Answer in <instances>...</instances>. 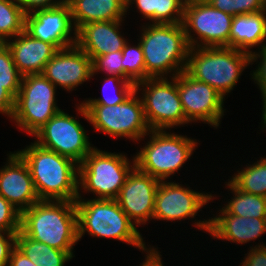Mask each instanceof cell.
<instances>
[{"instance_id":"cell-1","label":"cell","mask_w":266,"mask_h":266,"mask_svg":"<svg viewBox=\"0 0 266 266\" xmlns=\"http://www.w3.org/2000/svg\"><path fill=\"white\" fill-rule=\"evenodd\" d=\"M17 153L30 170L40 200L75 201L78 198L79 164L74 160L35 142Z\"/></svg>"},{"instance_id":"cell-2","label":"cell","mask_w":266,"mask_h":266,"mask_svg":"<svg viewBox=\"0 0 266 266\" xmlns=\"http://www.w3.org/2000/svg\"><path fill=\"white\" fill-rule=\"evenodd\" d=\"M20 230L29 238L73 257L78 240L75 201L40 200L21 213Z\"/></svg>"},{"instance_id":"cell-3","label":"cell","mask_w":266,"mask_h":266,"mask_svg":"<svg viewBox=\"0 0 266 266\" xmlns=\"http://www.w3.org/2000/svg\"><path fill=\"white\" fill-rule=\"evenodd\" d=\"M140 44L145 59V80L185 70L190 46L182 23H150L142 29Z\"/></svg>"},{"instance_id":"cell-4","label":"cell","mask_w":266,"mask_h":266,"mask_svg":"<svg viewBox=\"0 0 266 266\" xmlns=\"http://www.w3.org/2000/svg\"><path fill=\"white\" fill-rule=\"evenodd\" d=\"M78 240L87 233L93 237L113 238L147 252L142 235L136 225L121 209L116 199L82 200L79 193L75 200Z\"/></svg>"},{"instance_id":"cell-5","label":"cell","mask_w":266,"mask_h":266,"mask_svg":"<svg viewBox=\"0 0 266 266\" xmlns=\"http://www.w3.org/2000/svg\"><path fill=\"white\" fill-rule=\"evenodd\" d=\"M251 54L230 47L190 48L185 72L213 87L224 98L250 65Z\"/></svg>"},{"instance_id":"cell-6","label":"cell","mask_w":266,"mask_h":266,"mask_svg":"<svg viewBox=\"0 0 266 266\" xmlns=\"http://www.w3.org/2000/svg\"><path fill=\"white\" fill-rule=\"evenodd\" d=\"M165 131L150 130V141L134 157L138 170L160 181L180 170L197 147L192 138Z\"/></svg>"},{"instance_id":"cell-7","label":"cell","mask_w":266,"mask_h":266,"mask_svg":"<svg viewBox=\"0 0 266 266\" xmlns=\"http://www.w3.org/2000/svg\"><path fill=\"white\" fill-rule=\"evenodd\" d=\"M137 94L138 91H135L123 103L114 106L80 103L77 110L96 131L114 138L125 137L138 141L149 135L147 133L150 132V128L145 120L142 99Z\"/></svg>"},{"instance_id":"cell-8","label":"cell","mask_w":266,"mask_h":266,"mask_svg":"<svg viewBox=\"0 0 266 266\" xmlns=\"http://www.w3.org/2000/svg\"><path fill=\"white\" fill-rule=\"evenodd\" d=\"M56 89L43 74L22 76L11 120L33 136L61 110L55 101Z\"/></svg>"},{"instance_id":"cell-9","label":"cell","mask_w":266,"mask_h":266,"mask_svg":"<svg viewBox=\"0 0 266 266\" xmlns=\"http://www.w3.org/2000/svg\"><path fill=\"white\" fill-rule=\"evenodd\" d=\"M125 154L94 148L79 164L78 186L96 194L98 199H116L131 170L135 167Z\"/></svg>"},{"instance_id":"cell-10","label":"cell","mask_w":266,"mask_h":266,"mask_svg":"<svg viewBox=\"0 0 266 266\" xmlns=\"http://www.w3.org/2000/svg\"><path fill=\"white\" fill-rule=\"evenodd\" d=\"M140 88L143 89L141 99L150 130H166L188 124L178 92L177 75L172 77L171 82L167 77L148 78L136 83V91Z\"/></svg>"},{"instance_id":"cell-11","label":"cell","mask_w":266,"mask_h":266,"mask_svg":"<svg viewBox=\"0 0 266 266\" xmlns=\"http://www.w3.org/2000/svg\"><path fill=\"white\" fill-rule=\"evenodd\" d=\"M233 18L234 16L215 9L208 2L185 5L182 24L189 46L229 47ZM191 30L196 33L194 35H198L196 39L199 38V41L192 36Z\"/></svg>"},{"instance_id":"cell-12","label":"cell","mask_w":266,"mask_h":266,"mask_svg":"<svg viewBox=\"0 0 266 266\" xmlns=\"http://www.w3.org/2000/svg\"><path fill=\"white\" fill-rule=\"evenodd\" d=\"M74 118L60 110L34 134L35 143L81 164L95 147H91L84 127Z\"/></svg>"},{"instance_id":"cell-13","label":"cell","mask_w":266,"mask_h":266,"mask_svg":"<svg viewBox=\"0 0 266 266\" xmlns=\"http://www.w3.org/2000/svg\"><path fill=\"white\" fill-rule=\"evenodd\" d=\"M177 86L188 123L199 120L217 128L224 115V97L213 87L192 78L185 71L177 75Z\"/></svg>"},{"instance_id":"cell-14","label":"cell","mask_w":266,"mask_h":266,"mask_svg":"<svg viewBox=\"0 0 266 266\" xmlns=\"http://www.w3.org/2000/svg\"><path fill=\"white\" fill-rule=\"evenodd\" d=\"M24 31L35 39L52 44L57 50L77 42V30L72 21L71 8L64 3L27 13ZM73 31L74 37L71 36Z\"/></svg>"},{"instance_id":"cell-15","label":"cell","mask_w":266,"mask_h":266,"mask_svg":"<svg viewBox=\"0 0 266 266\" xmlns=\"http://www.w3.org/2000/svg\"><path fill=\"white\" fill-rule=\"evenodd\" d=\"M179 183L160 181L156 191L153 219L167 221L193 218L214 196L185 188Z\"/></svg>"},{"instance_id":"cell-16","label":"cell","mask_w":266,"mask_h":266,"mask_svg":"<svg viewBox=\"0 0 266 266\" xmlns=\"http://www.w3.org/2000/svg\"><path fill=\"white\" fill-rule=\"evenodd\" d=\"M159 183V179L141 172L136 167L128 174L116 200L135 225H143L149 219H153Z\"/></svg>"},{"instance_id":"cell-17","label":"cell","mask_w":266,"mask_h":266,"mask_svg":"<svg viewBox=\"0 0 266 266\" xmlns=\"http://www.w3.org/2000/svg\"><path fill=\"white\" fill-rule=\"evenodd\" d=\"M42 74L56 87L72 91L93 77L92 59L76 44L58 49Z\"/></svg>"},{"instance_id":"cell-18","label":"cell","mask_w":266,"mask_h":266,"mask_svg":"<svg viewBox=\"0 0 266 266\" xmlns=\"http://www.w3.org/2000/svg\"><path fill=\"white\" fill-rule=\"evenodd\" d=\"M7 162L0 169V195L22 213L40 199L22 157L17 152H11Z\"/></svg>"},{"instance_id":"cell-19","label":"cell","mask_w":266,"mask_h":266,"mask_svg":"<svg viewBox=\"0 0 266 266\" xmlns=\"http://www.w3.org/2000/svg\"><path fill=\"white\" fill-rule=\"evenodd\" d=\"M221 215L205 221L195 222L197 228L209 232L217 239L240 243L241 245L261 237L266 232V218H252L231 215L220 210Z\"/></svg>"},{"instance_id":"cell-20","label":"cell","mask_w":266,"mask_h":266,"mask_svg":"<svg viewBox=\"0 0 266 266\" xmlns=\"http://www.w3.org/2000/svg\"><path fill=\"white\" fill-rule=\"evenodd\" d=\"M123 20L91 22L77 30L76 45L92 60L97 56L121 51L126 39L119 30Z\"/></svg>"},{"instance_id":"cell-21","label":"cell","mask_w":266,"mask_h":266,"mask_svg":"<svg viewBox=\"0 0 266 266\" xmlns=\"http://www.w3.org/2000/svg\"><path fill=\"white\" fill-rule=\"evenodd\" d=\"M9 41L5 44L10 49L13 62L22 76L42 74L46 63L57 51L52 44L35 39L25 31Z\"/></svg>"},{"instance_id":"cell-22","label":"cell","mask_w":266,"mask_h":266,"mask_svg":"<svg viewBox=\"0 0 266 266\" xmlns=\"http://www.w3.org/2000/svg\"><path fill=\"white\" fill-rule=\"evenodd\" d=\"M266 12L236 15L230 28L229 47L252 54L250 48L266 46Z\"/></svg>"},{"instance_id":"cell-23","label":"cell","mask_w":266,"mask_h":266,"mask_svg":"<svg viewBox=\"0 0 266 266\" xmlns=\"http://www.w3.org/2000/svg\"><path fill=\"white\" fill-rule=\"evenodd\" d=\"M70 8L76 30L91 22L123 20L127 12L126 0H74Z\"/></svg>"},{"instance_id":"cell-24","label":"cell","mask_w":266,"mask_h":266,"mask_svg":"<svg viewBox=\"0 0 266 266\" xmlns=\"http://www.w3.org/2000/svg\"><path fill=\"white\" fill-rule=\"evenodd\" d=\"M16 247L36 266H64L73 257L66 251L27 237L21 230L16 234Z\"/></svg>"},{"instance_id":"cell-25","label":"cell","mask_w":266,"mask_h":266,"mask_svg":"<svg viewBox=\"0 0 266 266\" xmlns=\"http://www.w3.org/2000/svg\"><path fill=\"white\" fill-rule=\"evenodd\" d=\"M226 186L235 196L222 208L225 212L247 218H266V197L240 191L230 181Z\"/></svg>"},{"instance_id":"cell-26","label":"cell","mask_w":266,"mask_h":266,"mask_svg":"<svg viewBox=\"0 0 266 266\" xmlns=\"http://www.w3.org/2000/svg\"><path fill=\"white\" fill-rule=\"evenodd\" d=\"M230 182L240 191L266 197V158L238 171Z\"/></svg>"},{"instance_id":"cell-27","label":"cell","mask_w":266,"mask_h":266,"mask_svg":"<svg viewBox=\"0 0 266 266\" xmlns=\"http://www.w3.org/2000/svg\"><path fill=\"white\" fill-rule=\"evenodd\" d=\"M25 16L19 0H0V43L24 31Z\"/></svg>"},{"instance_id":"cell-28","label":"cell","mask_w":266,"mask_h":266,"mask_svg":"<svg viewBox=\"0 0 266 266\" xmlns=\"http://www.w3.org/2000/svg\"><path fill=\"white\" fill-rule=\"evenodd\" d=\"M122 78L132 83L145 80V59L140 42L130 46L128 42L122 49Z\"/></svg>"},{"instance_id":"cell-29","label":"cell","mask_w":266,"mask_h":266,"mask_svg":"<svg viewBox=\"0 0 266 266\" xmlns=\"http://www.w3.org/2000/svg\"><path fill=\"white\" fill-rule=\"evenodd\" d=\"M103 88H116L114 89L115 95L106 96L103 91V97L98 99H88L83 101V105H107L114 106L116 104L123 103L127 98H129L136 91V84L118 76L109 75V77L104 78ZM114 83V84H113ZM109 84V87H108ZM118 84V85H117ZM107 86V87H106ZM120 86V87H119ZM119 88V89H118ZM105 90V89H104ZM117 90V91H116ZM112 91V90H111ZM113 91V92H114Z\"/></svg>"},{"instance_id":"cell-30","label":"cell","mask_w":266,"mask_h":266,"mask_svg":"<svg viewBox=\"0 0 266 266\" xmlns=\"http://www.w3.org/2000/svg\"><path fill=\"white\" fill-rule=\"evenodd\" d=\"M208 3L232 16L264 11L262 0H208Z\"/></svg>"},{"instance_id":"cell-31","label":"cell","mask_w":266,"mask_h":266,"mask_svg":"<svg viewBox=\"0 0 266 266\" xmlns=\"http://www.w3.org/2000/svg\"><path fill=\"white\" fill-rule=\"evenodd\" d=\"M184 7L182 0H157L156 23H182Z\"/></svg>"},{"instance_id":"cell-32","label":"cell","mask_w":266,"mask_h":266,"mask_svg":"<svg viewBox=\"0 0 266 266\" xmlns=\"http://www.w3.org/2000/svg\"><path fill=\"white\" fill-rule=\"evenodd\" d=\"M122 50L97 56L92 60V75L99 71L122 77Z\"/></svg>"},{"instance_id":"cell-33","label":"cell","mask_w":266,"mask_h":266,"mask_svg":"<svg viewBox=\"0 0 266 266\" xmlns=\"http://www.w3.org/2000/svg\"><path fill=\"white\" fill-rule=\"evenodd\" d=\"M21 80H0V113L12 117Z\"/></svg>"},{"instance_id":"cell-34","label":"cell","mask_w":266,"mask_h":266,"mask_svg":"<svg viewBox=\"0 0 266 266\" xmlns=\"http://www.w3.org/2000/svg\"><path fill=\"white\" fill-rule=\"evenodd\" d=\"M21 213L0 195V231L19 232Z\"/></svg>"},{"instance_id":"cell-35","label":"cell","mask_w":266,"mask_h":266,"mask_svg":"<svg viewBox=\"0 0 266 266\" xmlns=\"http://www.w3.org/2000/svg\"><path fill=\"white\" fill-rule=\"evenodd\" d=\"M10 49L5 43H0V80H21Z\"/></svg>"},{"instance_id":"cell-36","label":"cell","mask_w":266,"mask_h":266,"mask_svg":"<svg viewBox=\"0 0 266 266\" xmlns=\"http://www.w3.org/2000/svg\"><path fill=\"white\" fill-rule=\"evenodd\" d=\"M260 59L261 61L258 64V67L256 70L253 71V74H251L256 81V84H258L260 91L262 93L263 98V106L266 105V46L259 50V53L252 52L251 54V62H256L257 59Z\"/></svg>"},{"instance_id":"cell-37","label":"cell","mask_w":266,"mask_h":266,"mask_svg":"<svg viewBox=\"0 0 266 266\" xmlns=\"http://www.w3.org/2000/svg\"><path fill=\"white\" fill-rule=\"evenodd\" d=\"M16 234L17 232L0 231V266L9 265L11 251L16 246Z\"/></svg>"},{"instance_id":"cell-38","label":"cell","mask_w":266,"mask_h":266,"mask_svg":"<svg viewBox=\"0 0 266 266\" xmlns=\"http://www.w3.org/2000/svg\"><path fill=\"white\" fill-rule=\"evenodd\" d=\"M131 4H136L137 9L144 18H148L147 20L156 23L157 0H126V9Z\"/></svg>"},{"instance_id":"cell-39","label":"cell","mask_w":266,"mask_h":266,"mask_svg":"<svg viewBox=\"0 0 266 266\" xmlns=\"http://www.w3.org/2000/svg\"><path fill=\"white\" fill-rule=\"evenodd\" d=\"M249 251L241 266H266V246L264 243L251 247Z\"/></svg>"},{"instance_id":"cell-40","label":"cell","mask_w":266,"mask_h":266,"mask_svg":"<svg viewBox=\"0 0 266 266\" xmlns=\"http://www.w3.org/2000/svg\"><path fill=\"white\" fill-rule=\"evenodd\" d=\"M25 13H31L34 10L53 8L61 3V0H19Z\"/></svg>"},{"instance_id":"cell-41","label":"cell","mask_w":266,"mask_h":266,"mask_svg":"<svg viewBox=\"0 0 266 266\" xmlns=\"http://www.w3.org/2000/svg\"><path fill=\"white\" fill-rule=\"evenodd\" d=\"M8 266H36V265L15 246L11 251Z\"/></svg>"},{"instance_id":"cell-42","label":"cell","mask_w":266,"mask_h":266,"mask_svg":"<svg viewBox=\"0 0 266 266\" xmlns=\"http://www.w3.org/2000/svg\"><path fill=\"white\" fill-rule=\"evenodd\" d=\"M161 259L159 251L157 252L156 248L149 247L145 262H143L142 266H164Z\"/></svg>"},{"instance_id":"cell-43","label":"cell","mask_w":266,"mask_h":266,"mask_svg":"<svg viewBox=\"0 0 266 266\" xmlns=\"http://www.w3.org/2000/svg\"><path fill=\"white\" fill-rule=\"evenodd\" d=\"M184 5H189L193 3L208 2V0H182Z\"/></svg>"},{"instance_id":"cell-44","label":"cell","mask_w":266,"mask_h":266,"mask_svg":"<svg viewBox=\"0 0 266 266\" xmlns=\"http://www.w3.org/2000/svg\"><path fill=\"white\" fill-rule=\"evenodd\" d=\"M262 118H263V120H262V124L264 125L263 126V128H266V105L265 106H263V111H262Z\"/></svg>"},{"instance_id":"cell-45","label":"cell","mask_w":266,"mask_h":266,"mask_svg":"<svg viewBox=\"0 0 266 266\" xmlns=\"http://www.w3.org/2000/svg\"><path fill=\"white\" fill-rule=\"evenodd\" d=\"M74 0H61V3L70 5Z\"/></svg>"},{"instance_id":"cell-46","label":"cell","mask_w":266,"mask_h":266,"mask_svg":"<svg viewBox=\"0 0 266 266\" xmlns=\"http://www.w3.org/2000/svg\"><path fill=\"white\" fill-rule=\"evenodd\" d=\"M262 2H263L264 11L266 12V0H262Z\"/></svg>"}]
</instances>
